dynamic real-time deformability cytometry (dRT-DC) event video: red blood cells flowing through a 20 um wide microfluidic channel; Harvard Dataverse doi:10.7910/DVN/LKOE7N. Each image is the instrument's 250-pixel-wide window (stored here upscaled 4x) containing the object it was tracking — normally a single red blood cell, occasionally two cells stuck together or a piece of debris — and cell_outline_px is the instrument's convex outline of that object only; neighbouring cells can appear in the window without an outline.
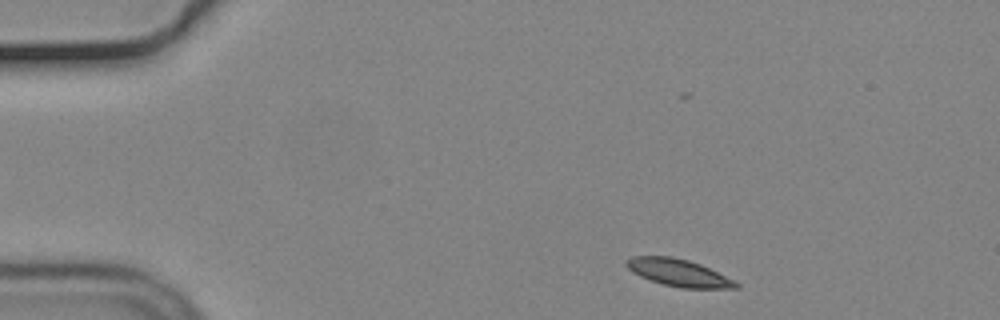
{"species": "common noctule bat (a hibernating species)", "species_latin": "Nyctalus noctula", "temperature_condition": "cold", "stored_images_in_passage": 50, "camera_frame_rate_fps": 3000, "um_per_image_px": 0.085, "animal": {"sex": "male", "body_mass_g": 19.2, "forearm_length_mm": 51.8}, "frame": {"image": 1, "passage_image": 3, "time_ms": 0.667, "image_size_px": [1000, 320], "cell_outline_px": [[740, 288], [680, 288], [664, 284], [640, 276], [632, 272], [624, 264], [624, 260], [632, 256], [672, 256], [688, 260], [700, 264], [736, 280], [740, 284]], "centroid_in_image_um": [57.69, 23.17], "position_along_channel_um": 27.3, "area_um2": 17.46}}
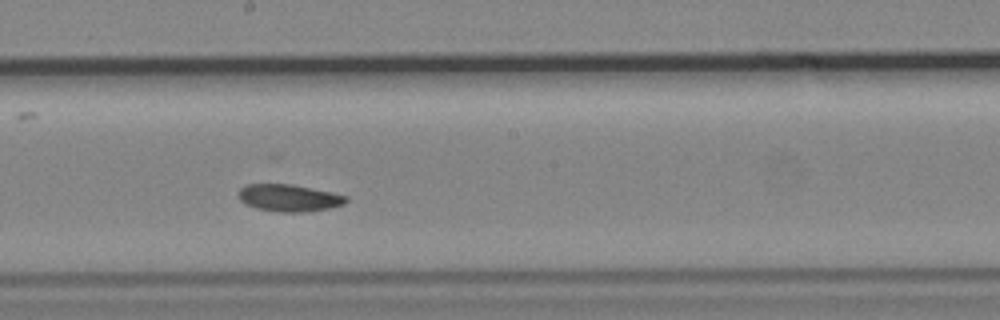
{"frame": {"image": 2, "passage_image": 25, "time_ms": 8.0, "image_size_px": [1000, 320], "cell_outline_px": [[348, 200], [344, 204], [328, 208], [304, 212], [276, 212], [256, 208], [244, 204], [236, 196], [236, 192], [240, 188], [248, 184], [292, 184], [332, 192], [348, 196]], "centroid_in_image_um": [24.52, 16.82], "position_along_channel_um": 223.7, "area_um2": 17.22}}
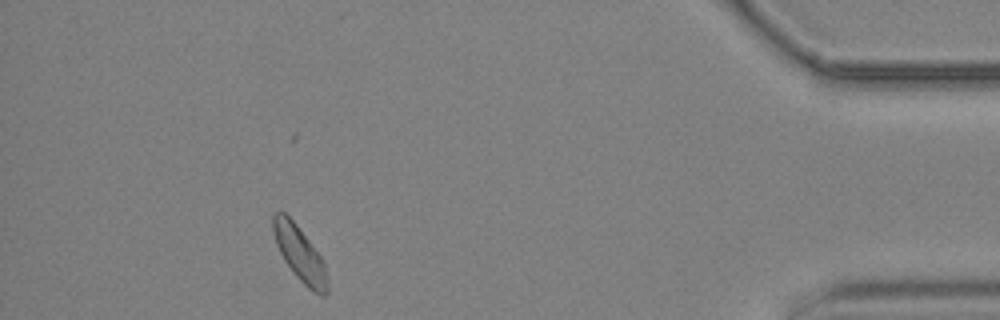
{"frame": {"image": 3, "passage_image": 45, "time_ms": 14.667, "image_size_px": [1000, 320], "cell_outline_px": [[328, 292], [324, 296], [320, 296], [312, 292], [296, 276], [284, 260], [276, 244], [272, 228], [272, 216], [276, 212], [284, 212], [296, 224], [320, 256], [324, 264], [328, 284]], "centroid_in_image_um": [25.47, 21.6], "position_along_channel_um": 409.7, "area_um2": 17.11}, "authors_computed_cell_mechanics": {"area_um2": 17.34, "velocity_mm_per_s": 3.6435, "shape_relaxation_time_tau1_ms": 4.1048, "shape_relaxation_time_tau2_ms": null, "deformation_change_tau1": 0.084, "deformation_change_tau2": null}}